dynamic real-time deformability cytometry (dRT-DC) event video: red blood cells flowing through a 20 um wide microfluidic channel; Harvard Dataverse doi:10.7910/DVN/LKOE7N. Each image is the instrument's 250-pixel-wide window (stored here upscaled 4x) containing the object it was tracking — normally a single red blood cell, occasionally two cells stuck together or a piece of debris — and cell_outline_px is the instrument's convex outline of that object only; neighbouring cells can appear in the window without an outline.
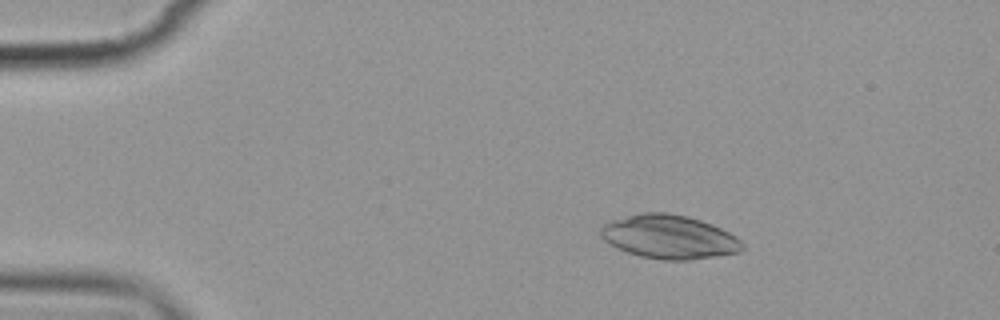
{"species": "common noctule bat (a hibernating species)", "species_latin": "Nyctalus noctula", "temperature_condition": "cold", "stored_images_in_passage": 4, "camera_frame_rate_fps": 3000, "um_per_image_px": 0.085, "animal": {"sex": "female", "body_mass_g": 19.9}, "frame": {"image": 1, "passage_image": 3, "time_ms": 2.333, "image_size_px": [1000, 320], "cell_outline_px": [[744, 248], [740, 252], [716, 256], [688, 260], [664, 260], [640, 256], [616, 248], [604, 240], [600, 236], [600, 228], [608, 220], [640, 212], [668, 212], [688, 216], [712, 224], [736, 236], [744, 244]], "centroid_in_image_um": [56.85, 20.12], "position_along_channel_um": 28.1, "area_um2": 36.41}}